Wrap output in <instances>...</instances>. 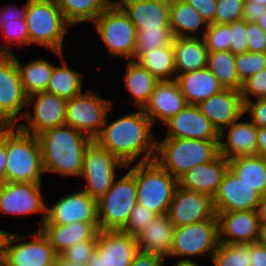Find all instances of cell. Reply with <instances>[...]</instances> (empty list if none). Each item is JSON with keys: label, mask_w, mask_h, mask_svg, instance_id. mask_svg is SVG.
<instances>
[{"label": "cell", "mask_w": 266, "mask_h": 266, "mask_svg": "<svg viewBox=\"0 0 266 266\" xmlns=\"http://www.w3.org/2000/svg\"><path fill=\"white\" fill-rule=\"evenodd\" d=\"M110 3H116L119 0H108Z\"/></svg>", "instance_id": "obj_66"}, {"label": "cell", "mask_w": 266, "mask_h": 266, "mask_svg": "<svg viewBox=\"0 0 266 266\" xmlns=\"http://www.w3.org/2000/svg\"><path fill=\"white\" fill-rule=\"evenodd\" d=\"M66 21L71 25L92 23L110 4L108 0H56Z\"/></svg>", "instance_id": "obj_36"}, {"label": "cell", "mask_w": 266, "mask_h": 266, "mask_svg": "<svg viewBox=\"0 0 266 266\" xmlns=\"http://www.w3.org/2000/svg\"><path fill=\"white\" fill-rule=\"evenodd\" d=\"M2 33V34H1ZM0 34L2 41L0 44V54L13 55L12 46L22 47L30 45L28 30L25 19H18L12 22H0Z\"/></svg>", "instance_id": "obj_41"}, {"label": "cell", "mask_w": 266, "mask_h": 266, "mask_svg": "<svg viewBox=\"0 0 266 266\" xmlns=\"http://www.w3.org/2000/svg\"><path fill=\"white\" fill-rule=\"evenodd\" d=\"M164 125L167 126L165 138L219 141V132L197 105L187 104Z\"/></svg>", "instance_id": "obj_20"}, {"label": "cell", "mask_w": 266, "mask_h": 266, "mask_svg": "<svg viewBox=\"0 0 266 266\" xmlns=\"http://www.w3.org/2000/svg\"><path fill=\"white\" fill-rule=\"evenodd\" d=\"M156 216L154 212L137 203L132 209L126 225L121 230L136 237Z\"/></svg>", "instance_id": "obj_45"}, {"label": "cell", "mask_w": 266, "mask_h": 266, "mask_svg": "<svg viewBox=\"0 0 266 266\" xmlns=\"http://www.w3.org/2000/svg\"><path fill=\"white\" fill-rule=\"evenodd\" d=\"M61 59V65L55 66L49 80L46 92L55 94L66 100L72 99L83 92L84 73L73 70L68 66L63 52H55Z\"/></svg>", "instance_id": "obj_33"}, {"label": "cell", "mask_w": 266, "mask_h": 266, "mask_svg": "<svg viewBox=\"0 0 266 266\" xmlns=\"http://www.w3.org/2000/svg\"><path fill=\"white\" fill-rule=\"evenodd\" d=\"M176 80L188 105H198L224 89L207 67L179 74Z\"/></svg>", "instance_id": "obj_29"}, {"label": "cell", "mask_w": 266, "mask_h": 266, "mask_svg": "<svg viewBox=\"0 0 266 266\" xmlns=\"http://www.w3.org/2000/svg\"><path fill=\"white\" fill-rule=\"evenodd\" d=\"M258 242L266 249V227L260 229Z\"/></svg>", "instance_id": "obj_61"}, {"label": "cell", "mask_w": 266, "mask_h": 266, "mask_svg": "<svg viewBox=\"0 0 266 266\" xmlns=\"http://www.w3.org/2000/svg\"><path fill=\"white\" fill-rule=\"evenodd\" d=\"M248 1L255 2L256 4H264V5H266V0H248Z\"/></svg>", "instance_id": "obj_63"}, {"label": "cell", "mask_w": 266, "mask_h": 266, "mask_svg": "<svg viewBox=\"0 0 266 266\" xmlns=\"http://www.w3.org/2000/svg\"><path fill=\"white\" fill-rule=\"evenodd\" d=\"M152 1H159V2H163V3H171L173 0H152Z\"/></svg>", "instance_id": "obj_64"}, {"label": "cell", "mask_w": 266, "mask_h": 266, "mask_svg": "<svg viewBox=\"0 0 266 266\" xmlns=\"http://www.w3.org/2000/svg\"><path fill=\"white\" fill-rule=\"evenodd\" d=\"M139 252L137 240L123 230H99L88 266H130Z\"/></svg>", "instance_id": "obj_16"}, {"label": "cell", "mask_w": 266, "mask_h": 266, "mask_svg": "<svg viewBox=\"0 0 266 266\" xmlns=\"http://www.w3.org/2000/svg\"><path fill=\"white\" fill-rule=\"evenodd\" d=\"M165 258L155 253L138 252L130 266H165Z\"/></svg>", "instance_id": "obj_53"}, {"label": "cell", "mask_w": 266, "mask_h": 266, "mask_svg": "<svg viewBox=\"0 0 266 266\" xmlns=\"http://www.w3.org/2000/svg\"><path fill=\"white\" fill-rule=\"evenodd\" d=\"M31 105L33 112L29 111ZM66 107L67 100L64 98L46 91L35 93L27 98L23 122L16 126L25 133L37 136L48 129L65 125Z\"/></svg>", "instance_id": "obj_14"}, {"label": "cell", "mask_w": 266, "mask_h": 266, "mask_svg": "<svg viewBox=\"0 0 266 266\" xmlns=\"http://www.w3.org/2000/svg\"><path fill=\"white\" fill-rule=\"evenodd\" d=\"M256 212H257V216L259 219L260 227L265 228L266 227V194L261 196Z\"/></svg>", "instance_id": "obj_58"}, {"label": "cell", "mask_w": 266, "mask_h": 266, "mask_svg": "<svg viewBox=\"0 0 266 266\" xmlns=\"http://www.w3.org/2000/svg\"><path fill=\"white\" fill-rule=\"evenodd\" d=\"M116 4L136 29L170 27V4L152 0H119Z\"/></svg>", "instance_id": "obj_26"}, {"label": "cell", "mask_w": 266, "mask_h": 266, "mask_svg": "<svg viewBox=\"0 0 266 266\" xmlns=\"http://www.w3.org/2000/svg\"><path fill=\"white\" fill-rule=\"evenodd\" d=\"M245 0H217L216 24H230L242 20Z\"/></svg>", "instance_id": "obj_44"}, {"label": "cell", "mask_w": 266, "mask_h": 266, "mask_svg": "<svg viewBox=\"0 0 266 266\" xmlns=\"http://www.w3.org/2000/svg\"><path fill=\"white\" fill-rule=\"evenodd\" d=\"M53 266H88V265L86 263H84V264L70 263L67 260H65L64 258H62L60 255H57Z\"/></svg>", "instance_id": "obj_59"}, {"label": "cell", "mask_w": 266, "mask_h": 266, "mask_svg": "<svg viewBox=\"0 0 266 266\" xmlns=\"http://www.w3.org/2000/svg\"><path fill=\"white\" fill-rule=\"evenodd\" d=\"M229 169L261 196L266 194V158L256 154L228 160Z\"/></svg>", "instance_id": "obj_34"}, {"label": "cell", "mask_w": 266, "mask_h": 266, "mask_svg": "<svg viewBox=\"0 0 266 266\" xmlns=\"http://www.w3.org/2000/svg\"><path fill=\"white\" fill-rule=\"evenodd\" d=\"M244 114L257 127H266V98H258L244 103ZM248 114V115H246Z\"/></svg>", "instance_id": "obj_49"}, {"label": "cell", "mask_w": 266, "mask_h": 266, "mask_svg": "<svg viewBox=\"0 0 266 266\" xmlns=\"http://www.w3.org/2000/svg\"><path fill=\"white\" fill-rule=\"evenodd\" d=\"M6 126H0V185L6 182Z\"/></svg>", "instance_id": "obj_55"}, {"label": "cell", "mask_w": 266, "mask_h": 266, "mask_svg": "<svg viewBox=\"0 0 266 266\" xmlns=\"http://www.w3.org/2000/svg\"><path fill=\"white\" fill-rule=\"evenodd\" d=\"M219 141L189 138L157 139L155 161L177 180L194 166L219 154Z\"/></svg>", "instance_id": "obj_4"}, {"label": "cell", "mask_w": 266, "mask_h": 266, "mask_svg": "<svg viewBox=\"0 0 266 266\" xmlns=\"http://www.w3.org/2000/svg\"><path fill=\"white\" fill-rule=\"evenodd\" d=\"M135 61H138L146 52L161 46H173L174 34L170 27L136 29Z\"/></svg>", "instance_id": "obj_39"}, {"label": "cell", "mask_w": 266, "mask_h": 266, "mask_svg": "<svg viewBox=\"0 0 266 266\" xmlns=\"http://www.w3.org/2000/svg\"><path fill=\"white\" fill-rule=\"evenodd\" d=\"M208 23H215L217 0H185Z\"/></svg>", "instance_id": "obj_51"}, {"label": "cell", "mask_w": 266, "mask_h": 266, "mask_svg": "<svg viewBox=\"0 0 266 266\" xmlns=\"http://www.w3.org/2000/svg\"><path fill=\"white\" fill-rule=\"evenodd\" d=\"M266 12V5L256 4L255 2L245 0L242 20L246 22L257 23L263 13Z\"/></svg>", "instance_id": "obj_54"}, {"label": "cell", "mask_w": 266, "mask_h": 266, "mask_svg": "<svg viewBox=\"0 0 266 266\" xmlns=\"http://www.w3.org/2000/svg\"><path fill=\"white\" fill-rule=\"evenodd\" d=\"M124 74V85L133 99H128L136 109H144L150 101L157 80L146 68L135 60H128ZM131 100V101H130Z\"/></svg>", "instance_id": "obj_31"}, {"label": "cell", "mask_w": 266, "mask_h": 266, "mask_svg": "<svg viewBox=\"0 0 266 266\" xmlns=\"http://www.w3.org/2000/svg\"><path fill=\"white\" fill-rule=\"evenodd\" d=\"M243 103L255 99L266 98V68L245 80L241 88Z\"/></svg>", "instance_id": "obj_47"}, {"label": "cell", "mask_w": 266, "mask_h": 266, "mask_svg": "<svg viewBox=\"0 0 266 266\" xmlns=\"http://www.w3.org/2000/svg\"><path fill=\"white\" fill-rule=\"evenodd\" d=\"M216 215L220 243L258 242L261 227L256 211L216 212Z\"/></svg>", "instance_id": "obj_21"}, {"label": "cell", "mask_w": 266, "mask_h": 266, "mask_svg": "<svg viewBox=\"0 0 266 266\" xmlns=\"http://www.w3.org/2000/svg\"><path fill=\"white\" fill-rule=\"evenodd\" d=\"M94 139L125 166L155 159L157 140L154 125L143 109L125 114L108 123Z\"/></svg>", "instance_id": "obj_1"}, {"label": "cell", "mask_w": 266, "mask_h": 266, "mask_svg": "<svg viewBox=\"0 0 266 266\" xmlns=\"http://www.w3.org/2000/svg\"><path fill=\"white\" fill-rule=\"evenodd\" d=\"M37 138L45 174L80 177L85 151L93 141L91 138L68 125L48 129Z\"/></svg>", "instance_id": "obj_2"}, {"label": "cell", "mask_w": 266, "mask_h": 266, "mask_svg": "<svg viewBox=\"0 0 266 266\" xmlns=\"http://www.w3.org/2000/svg\"><path fill=\"white\" fill-rule=\"evenodd\" d=\"M246 30L247 22L244 20L230 23V51L234 55L242 54L248 51Z\"/></svg>", "instance_id": "obj_48"}, {"label": "cell", "mask_w": 266, "mask_h": 266, "mask_svg": "<svg viewBox=\"0 0 266 266\" xmlns=\"http://www.w3.org/2000/svg\"><path fill=\"white\" fill-rule=\"evenodd\" d=\"M203 40L209 51H230V24H208Z\"/></svg>", "instance_id": "obj_43"}, {"label": "cell", "mask_w": 266, "mask_h": 266, "mask_svg": "<svg viewBox=\"0 0 266 266\" xmlns=\"http://www.w3.org/2000/svg\"><path fill=\"white\" fill-rule=\"evenodd\" d=\"M213 266H251V243H218L211 260Z\"/></svg>", "instance_id": "obj_40"}, {"label": "cell", "mask_w": 266, "mask_h": 266, "mask_svg": "<svg viewBox=\"0 0 266 266\" xmlns=\"http://www.w3.org/2000/svg\"><path fill=\"white\" fill-rule=\"evenodd\" d=\"M125 165L112 153L101 147L95 140L88 146L84 154L80 178L85 180L83 191L96 200L110 188L117 172L125 170Z\"/></svg>", "instance_id": "obj_9"}, {"label": "cell", "mask_w": 266, "mask_h": 266, "mask_svg": "<svg viewBox=\"0 0 266 266\" xmlns=\"http://www.w3.org/2000/svg\"><path fill=\"white\" fill-rule=\"evenodd\" d=\"M137 204L136 179L129 172L115 178L111 188L97 200L99 230H121Z\"/></svg>", "instance_id": "obj_8"}, {"label": "cell", "mask_w": 266, "mask_h": 266, "mask_svg": "<svg viewBox=\"0 0 266 266\" xmlns=\"http://www.w3.org/2000/svg\"><path fill=\"white\" fill-rule=\"evenodd\" d=\"M169 21L175 37H203L208 26V23L185 0H173L170 3Z\"/></svg>", "instance_id": "obj_32"}, {"label": "cell", "mask_w": 266, "mask_h": 266, "mask_svg": "<svg viewBox=\"0 0 266 266\" xmlns=\"http://www.w3.org/2000/svg\"><path fill=\"white\" fill-rule=\"evenodd\" d=\"M176 77L207 67L209 50L203 37H175L173 42Z\"/></svg>", "instance_id": "obj_30"}, {"label": "cell", "mask_w": 266, "mask_h": 266, "mask_svg": "<svg viewBox=\"0 0 266 266\" xmlns=\"http://www.w3.org/2000/svg\"><path fill=\"white\" fill-rule=\"evenodd\" d=\"M228 168V160L218 154L213 160L191 168L178 179V185L213 197Z\"/></svg>", "instance_id": "obj_25"}, {"label": "cell", "mask_w": 266, "mask_h": 266, "mask_svg": "<svg viewBox=\"0 0 266 266\" xmlns=\"http://www.w3.org/2000/svg\"><path fill=\"white\" fill-rule=\"evenodd\" d=\"M137 62L157 80L176 79L174 50L172 46H161L146 52Z\"/></svg>", "instance_id": "obj_37"}, {"label": "cell", "mask_w": 266, "mask_h": 266, "mask_svg": "<svg viewBox=\"0 0 266 266\" xmlns=\"http://www.w3.org/2000/svg\"><path fill=\"white\" fill-rule=\"evenodd\" d=\"M167 216L175 227L207 219H217L212 197L177 185Z\"/></svg>", "instance_id": "obj_18"}, {"label": "cell", "mask_w": 266, "mask_h": 266, "mask_svg": "<svg viewBox=\"0 0 266 266\" xmlns=\"http://www.w3.org/2000/svg\"><path fill=\"white\" fill-rule=\"evenodd\" d=\"M30 44L64 53V40L72 26L56 0H27L25 17Z\"/></svg>", "instance_id": "obj_5"}, {"label": "cell", "mask_w": 266, "mask_h": 266, "mask_svg": "<svg viewBox=\"0 0 266 266\" xmlns=\"http://www.w3.org/2000/svg\"><path fill=\"white\" fill-rule=\"evenodd\" d=\"M171 266H199L198 263L194 260H175V263Z\"/></svg>", "instance_id": "obj_60"}, {"label": "cell", "mask_w": 266, "mask_h": 266, "mask_svg": "<svg viewBox=\"0 0 266 266\" xmlns=\"http://www.w3.org/2000/svg\"><path fill=\"white\" fill-rule=\"evenodd\" d=\"M92 23L111 57L134 59L137 30L116 3H110Z\"/></svg>", "instance_id": "obj_7"}, {"label": "cell", "mask_w": 266, "mask_h": 266, "mask_svg": "<svg viewBox=\"0 0 266 266\" xmlns=\"http://www.w3.org/2000/svg\"><path fill=\"white\" fill-rule=\"evenodd\" d=\"M125 169L136 179L137 203L156 215L167 214L178 180L155 160L130 164Z\"/></svg>", "instance_id": "obj_6"}, {"label": "cell", "mask_w": 266, "mask_h": 266, "mask_svg": "<svg viewBox=\"0 0 266 266\" xmlns=\"http://www.w3.org/2000/svg\"><path fill=\"white\" fill-rule=\"evenodd\" d=\"M0 266H8L3 260H0Z\"/></svg>", "instance_id": "obj_65"}, {"label": "cell", "mask_w": 266, "mask_h": 266, "mask_svg": "<svg viewBox=\"0 0 266 266\" xmlns=\"http://www.w3.org/2000/svg\"><path fill=\"white\" fill-rule=\"evenodd\" d=\"M218 243V219L175 227L172 250L168 257L192 261V257L208 255L211 259Z\"/></svg>", "instance_id": "obj_10"}, {"label": "cell", "mask_w": 266, "mask_h": 266, "mask_svg": "<svg viewBox=\"0 0 266 266\" xmlns=\"http://www.w3.org/2000/svg\"><path fill=\"white\" fill-rule=\"evenodd\" d=\"M15 59L23 90L27 97L35 93L45 92L54 70V64L43 58L34 59L28 64L22 63L16 54Z\"/></svg>", "instance_id": "obj_35"}, {"label": "cell", "mask_w": 266, "mask_h": 266, "mask_svg": "<svg viewBox=\"0 0 266 266\" xmlns=\"http://www.w3.org/2000/svg\"><path fill=\"white\" fill-rule=\"evenodd\" d=\"M187 105L176 79L158 81L150 101L143 109L153 125L166 123Z\"/></svg>", "instance_id": "obj_24"}, {"label": "cell", "mask_w": 266, "mask_h": 266, "mask_svg": "<svg viewBox=\"0 0 266 266\" xmlns=\"http://www.w3.org/2000/svg\"><path fill=\"white\" fill-rule=\"evenodd\" d=\"M42 232L59 255L73 244L93 239L99 232L98 222H74L67 225L42 224Z\"/></svg>", "instance_id": "obj_28"}, {"label": "cell", "mask_w": 266, "mask_h": 266, "mask_svg": "<svg viewBox=\"0 0 266 266\" xmlns=\"http://www.w3.org/2000/svg\"><path fill=\"white\" fill-rule=\"evenodd\" d=\"M42 184L5 182L0 185V211L13 216L39 214V229L46 220L47 202L42 193Z\"/></svg>", "instance_id": "obj_15"}, {"label": "cell", "mask_w": 266, "mask_h": 266, "mask_svg": "<svg viewBox=\"0 0 266 266\" xmlns=\"http://www.w3.org/2000/svg\"><path fill=\"white\" fill-rule=\"evenodd\" d=\"M260 199L261 195L229 168L212 197L215 212L256 211Z\"/></svg>", "instance_id": "obj_19"}, {"label": "cell", "mask_w": 266, "mask_h": 266, "mask_svg": "<svg viewBox=\"0 0 266 266\" xmlns=\"http://www.w3.org/2000/svg\"><path fill=\"white\" fill-rule=\"evenodd\" d=\"M98 234L91 240L73 244L59 255L70 263H88L97 244Z\"/></svg>", "instance_id": "obj_46"}, {"label": "cell", "mask_w": 266, "mask_h": 266, "mask_svg": "<svg viewBox=\"0 0 266 266\" xmlns=\"http://www.w3.org/2000/svg\"><path fill=\"white\" fill-rule=\"evenodd\" d=\"M243 117L245 114L219 133V154L226 160L257 154L258 127Z\"/></svg>", "instance_id": "obj_22"}, {"label": "cell", "mask_w": 266, "mask_h": 266, "mask_svg": "<svg viewBox=\"0 0 266 266\" xmlns=\"http://www.w3.org/2000/svg\"><path fill=\"white\" fill-rule=\"evenodd\" d=\"M257 137V154L266 158V127H258Z\"/></svg>", "instance_id": "obj_57"}, {"label": "cell", "mask_w": 266, "mask_h": 266, "mask_svg": "<svg viewBox=\"0 0 266 266\" xmlns=\"http://www.w3.org/2000/svg\"><path fill=\"white\" fill-rule=\"evenodd\" d=\"M57 255L41 229L26 235L8 232L3 261L8 266H53Z\"/></svg>", "instance_id": "obj_12"}, {"label": "cell", "mask_w": 266, "mask_h": 266, "mask_svg": "<svg viewBox=\"0 0 266 266\" xmlns=\"http://www.w3.org/2000/svg\"><path fill=\"white\" fill-rule=\"evenodd\" d=\"M27 98L15 54H0V126L18 124L25 114Z\"/></svg>", "instance_id": "obj_13"}, {"label": "cell", "mask_w": 266, "mask_h": 266, "mask_svg": "<svg viewBox=\"0 0 266 266\" xmlns=\"http://www.w3.org/2000/svg\"><path fill=\"white\" fill-rule=\"evenodd\" d=\"M98 222L97 200L86 191L78 189L54 201L47 202L46 220L43 224L67 225L74 222Z\"/></svg>", "instance_id": "obj_17"}, {"label": "cell", "mask_w": 266, "mask_h": 266, "mask_svg": "<svg viewBox=\"0 0 266 266\" xmlns=\"http://www.w3.org/2000/svg\"><path fill=\"white\" fill-rule=\"evenodd\" d=\"M207 68L224 88L241 91L243 83L238 77L235 55L231 51H209Z\"/></svg>", "instance_id": "obj_38"}, {"label": "cell", "mask_w": 266, "mask_h": 266, "mask_svg": "<svg viewBox=\"0 0 266 266\" xmlns=\"http://www.w3.org/2000/svg\"><path fill=\"white\" fill-rule=\"evenodd\" d=\"M113 100L87 89L67 100L65 125L73 127L94 140L102 131L107 115L112 111Z\"/></svg>", "instance_id": "obj_11"}, {"label": "cell", "mask_w": 266, "mask_h": 266, "mask_svg": "<svg viewBox=\"0 0 266 266\" xmlns=\"http://www.w3.org/2000/svg\"><path fill=\"white\" fill-rule=\"evenodd\" d=\"M248 52L266 53V33L255 22H247Z\"/></svg>", "instance_id": "obj_50"}, {"label": "cell", "mask_w": 266, "mask_h": 266, "mask_svg": "<svg viewBox=\"0 0 266 266\" xmlns=\"http://www.w3.org/2000/svg\"><path fill=\"white\" fill-rule=\"evenodd\" d=\"M197 106L219 133L244 115L241 92L229 88L222 89Z\"/></svg>", "instance_id": "obj_23"}, {"label": "cell", "mask_w": 266, "mask_h": 266, "mask_svg": "<svg viewBox=\"0 0 266 266\" xmlns=\"http://www.w3.org/2000/svg\"><path fill=\"white\" fill-rule=\"evenodd\" d=\"M235 67L240 81L243 83L249 77L266 68V53L245 52L235 55Z\"/></svg>", "instance_id": "obj_42"}, {"label": "cell", "mask_w": 266, "mask_h": 266, "mask_svg": "<svg viewBox=\"0 0 266 266\" xmlns=\"http://www.w3.org/2000/svg\"><path fill=\"white\" fill-rule=\"evenodd\" d=\"M251 266H266V249L259 243H251Z\"/></svg>", "instance_id": "obj_56"}, {"label": "cell", "mask_w": 266, "mask_h": 266, "mask_svg": "<svg viewBox=\"0 0 266 266\" xmlns=\"http://www.w3.org/2000/svg\"><path fill=\"white\" fill-rule=\"evenodd\" d=\"M257 24L263 29V31L266 33V12L263 13V15L260 17Z\"/></svg>", "instance_id": "obj_62"}, {"label": "cell", "mask_w": 266, "mask_h": 266, "mask_svg": "<svg viewBox=\"0 0 266 266\" xmlns=\"http://www.w3.org/2000/svg\"><path fill=\"white\" fill-rule=\"evenodd\" d=\"M6 182L42 184L45 175L37 136L6 126Z\"/></svg>", "instance_id": "obj_3"}, {"label": "cell", "mask_w": 266, "mask_h": 266, "mask_svg": "<svg viewBox=\"0 0 266 266\" xmlns=\"http://www.w3.org/2000/svg\"><path fill=\"white\" fill-rule=\"evenodd\" d=\"M16 4H5L0 8V22H12L18 19H25L27 12V1L22 4V8Z\"/></svg>", "instance_id": "obj_52"}, {"label": "cell", "mask_w": 266, "mask_h": 266, "mask_svg": "<svg viewBox=\"0 0 266 266\" xmlns=\"http://www.w3.org/2000/svg\"><path fill=\"white\" fill-rule=\"evenodd\" d=\"M175 226L167 214L157 215L135 237L140 252L155 253L165 259L170 255Z\"/></svg>", "instance_id": "obj_27"}]
</instances>
